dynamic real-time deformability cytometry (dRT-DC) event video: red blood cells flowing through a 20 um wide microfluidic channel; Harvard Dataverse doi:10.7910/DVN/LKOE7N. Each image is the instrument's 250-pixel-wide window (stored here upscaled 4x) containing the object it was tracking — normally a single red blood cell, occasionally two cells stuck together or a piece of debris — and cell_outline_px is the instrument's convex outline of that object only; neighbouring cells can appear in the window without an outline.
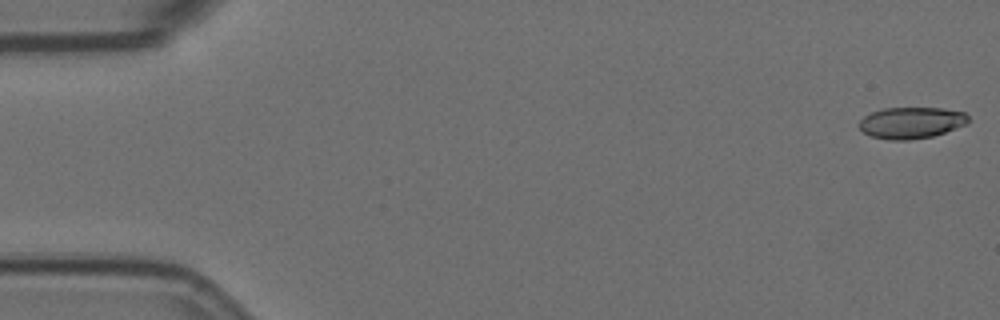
{"species": "Egyptian fruit bat (a non-hibernating species)", "species_latin": "Rousettus aegyptiacus", "temperature_condition": "room temperature", "stored_images_in_passage": 57, "camera_frame_rate_fps": 3000, "um_per_image_px": 0.085, "animal": {"sex": "female"}, "frame": {"image": 1, "passage_image": 1, "time_ms": 0.0, "image_size_px": [1000, 320], "cell_outline_px": [[968, 124], [932, 136], [908, 140], [888, 140], [872, 136], [864, 132], [860, 128], [860, 120], [864, 116], [872, 112], [884, 108], [944, 108], [964, 112], [968, 116]], "centroid_in_image_um": [77.47, 10.43], "position_along_channel_um": 7.5, "area_um2": 19.88}}
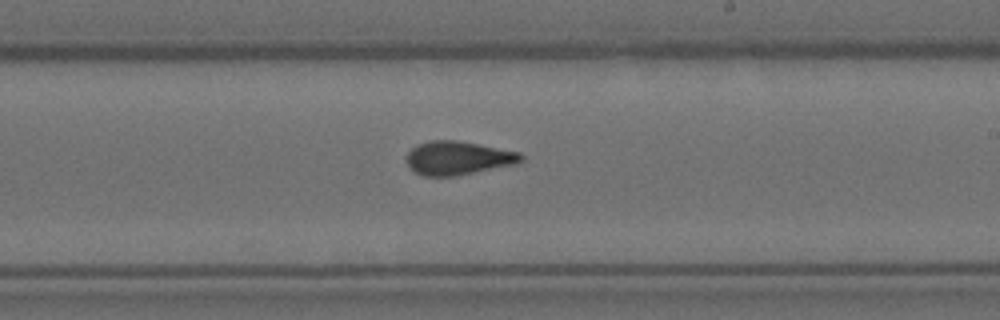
{"frame": {"image": 2, "passage_image": 33, "time_ms": 10.667, "image_size_px": [1000, 320], "cell_outline_px": [[524, 160], [516, 164], [456, 176], [424, 176], [416, 172], [408, 164], [408, 152], [416, 144], [432, 140], [456, 140], [520, 152], [524, 156]], "centroid_in_image_um": [38.97, 13.43], "position_along_channel_um": 250.0, "area_um2": 22.31}}
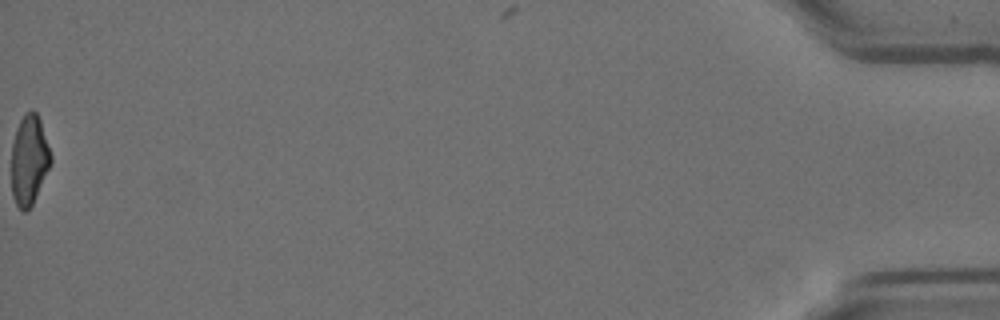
{"frame": {"image": 3, "passage_image": 57, "time_ms": 18.667, "image_size_px": [1000, 320], "cell_outline_px": [[52, 160], [32, 204], [24, 212], [16, 204], [12, 196], [12, 144], [16, 128], [24, 112], [32, 108], [36, 112], [40, 120], [52, 156]], "centroid_in_image_um": [2.47, 13.54], "position_along_channel_um": 432.7, "area_um2": 20.4}, "authors_computed_cell_mechanics": {"area_um2": 21.7328, "velocity_mm_per_s": 3.5909, "shape_relaxation_time_tau1_ms": null, "shape_relaxation_time_tau2_ms": 1.945, "deformation_change_tau1": null, "deformation_change_tau2": 0.0819}}